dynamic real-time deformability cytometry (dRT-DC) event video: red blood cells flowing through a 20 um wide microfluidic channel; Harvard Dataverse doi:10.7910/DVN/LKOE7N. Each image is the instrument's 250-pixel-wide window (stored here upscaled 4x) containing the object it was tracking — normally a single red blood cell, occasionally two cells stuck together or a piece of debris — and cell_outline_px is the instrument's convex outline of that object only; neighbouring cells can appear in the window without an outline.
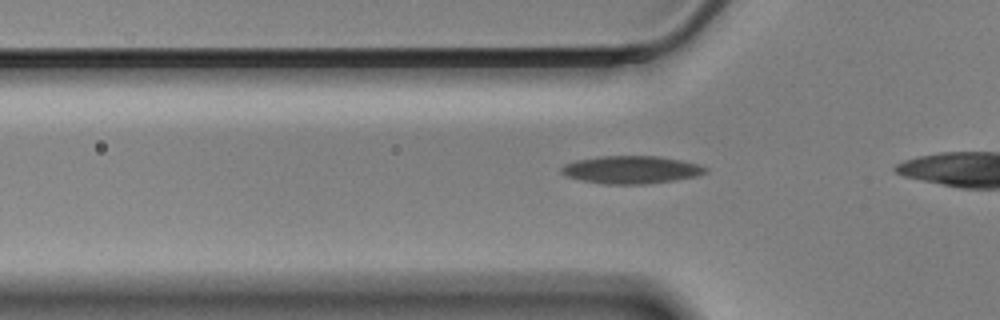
{"species": "Egyptian fruit bat (a non-hibernating species)", "species_latin": "Rousettus aegyptiacus", "temperature_condition": "cold", "stored_images_in_passage": 14, "camera_frame_rate_fps": 3000, "um_per_image_px": 0.085, "animal": {"sex": "male"}, "frame": {"image": 1, "passage_image": 4, "time_ms": 1.0, "image_size_px": [1000, 320], "cell_outline_px": [[708, 172], [696, 176], [676, 180], [644, 184], [604, 184], [580, 180], [568, 176], [560, 172], [560, 168], [564, 164], [576, 160], [600, 156], [660, 156], [680, 160], [696, 164], [708, 168]], "centroid_in_image_um": [53.64, 14.43], "position_along_channel_um": 72.2, "area_um2": 23.29}}
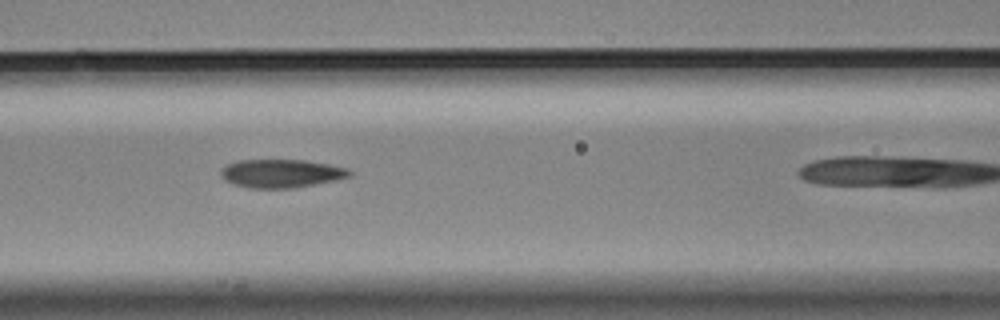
{"frame": {"image": 2, "passage_image": 10, "time_ms": 3.0, "image_size_px": [1000, 320], "cell_outline_px": [[352, 176], [336, 180], [296, 188], [248, 188], [232, 184], [224, 180], [220, 176], [220, 172], [228, 164], [240, 160], [304, 160], [328, 164], [348, 168], [352, 172]], "centroid_in_image_um": [23.92, 14.75], "position_along_channel_um": 142.7, "area_um2": 21.39}}
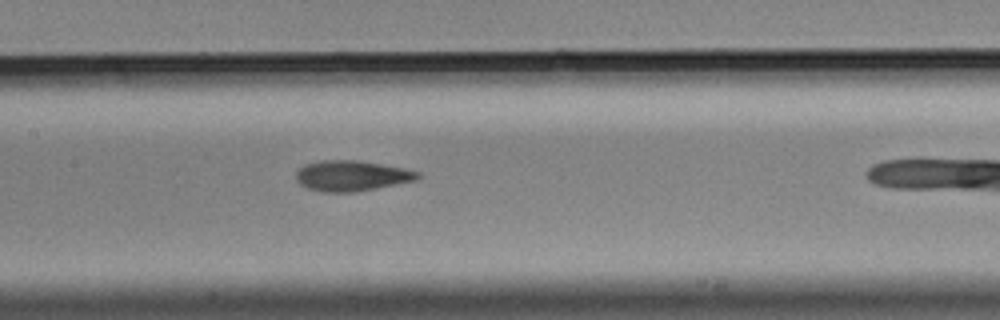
{"frame": {"image": 3, "passage_image": 13, "time_ms": 4.0, "image_size_px": [1000, 320], "cell_outline_px": [[420, 176], [416, 180], [356, 192], [320, 192], [308, 188], [300, 184], [296, 180], [296, 172], [304, 164], [320, 160], [360, 160], [404, 168], [420, 172]], "centroid_in_image_um": [29.87, 14.93], "position_along_channel_um": 177.5, "area_um2": 21.73}}